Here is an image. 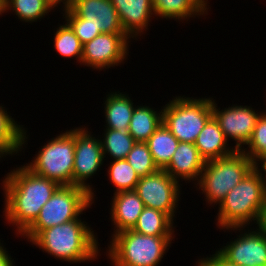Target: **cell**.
I'll return each instance as SVG.
<instances>
[{
	"label": "cell",
	"instance_id": "30",
	"mask_svg": "<svg viewBox=\"0 0 266 266\" xmlns=\"http://www.w3.org/2000/svg\"><path fill=\"white\" fill-rule=\"evenodd\" d=\"M126 160L134 168L139 177H144L158 170L146 142H135Z\"/></svg>",
	"mask_w": 266,
	"mask_h": 266
},
{
	"label": "cell",
	"instance_id": "13",
	"mask_svg": "<svg viewBox=\"0 0 266 266\" xmlns=\"http://www.w3.org/2000/svg\"><path fill=\"white\" fill-rule=\"evenodd\" d=\"M226 246L216 250L226 261L238 266H266V234L258 228L244 229Z\"/></svg>",
	"mask_w": 266,
	"mask_h": 266
},
{
	"label": "cell",
	"instance_id": "8",
	"mask_svg": "<svg viewBox=\"0 0 266 266\" xmlns=\"http://www.w3.org/2000/svg\"><path fill=\"white\" fill-rule=\"evenodd\" d=\"M75 152V128L66 130L47 141L26 165L34 173L56 182L72 185Z\"/></svg>",
	"mask_w": 266,
	"mask_h": 266
},
{
	"label": "cell",
	"instance_id": "20",
	"mask_svg": "<svg viewBox=\"0 0 266 266\" xmlns=\"http://www.w3.org/2000/svg\"><path fill=\"white\" fill-rule=\"evenodd\" d=\"M104 104L105 128L128 131L131 116L136 106L129 95L113 91L106 96Z\"/></svg>",
	"mask_w": 266,
	"mask_h": 266
},
{
	"label": "cell",
	"instance_id": "5",
	"mask_svg": "<svg viewBox=\"0 0 266 266\" xmlns=\"http://www.w3.org/2000/svg\"><path fill=\"white\" fill-rule=\"evenodd\" d=\"M255 166L243 151L236 150L231 155L207 161L195 185L206 197L207 204L219 205Z\"/></svg>",
	"mask_w": 266,
	"mask_h": 266
},
{
	"label": "cell",
	"instance_id": "12",
	"mask_svg": "<svg viewBox=\"0 0 266 266\" xmlns=\"http://www.w3.org/2000/svg\"><path fill=\"white\" fill-rule=\"evenodd\" d=\"M212 112L226 139L229 141L230 138L235 141L236 150L244 148L254 131L258 117L261 115V112H257L247 105L236 104L220 110L213 98Z\"/></svg>",
	"mask_w": 266,
	"mask_h": 266
},
{
	"label": "cell",
	"instance_id": "36",
	"mask_svg": "<svg viewBox=\"0 0 266 266\" xmlns=\"http://www.w3.org/2000/svg\"><path fill=\"white\" fill-rule=\"evenodd\" d=\"M57 5L59 4V6L60 5H62V6H65V5H67L71 0H53ZM60 3H62V4H60Z\"/></svg>",
	"mask_w": 266,
	"mask_h": 266
},
{
	"label": "cell",
	"instance_id": "23",
	"mask_svg": "<svg viewBox=\"0 0 266 266\" xmlns=\"http://www.w3.org/2000/svg\"><path fill=\"white\" fill-rule=\"evenodd\" d=\"M158 169H165L174 155L179 140L162 123L146 141Z\"/></svg>",
	"mask_w": 266,
	"mask_h": 266
},
{
	"label": "cell",
	"instance_id": "2",
	"mask_svg": "<svg viewBox=\"0 0 266 266\" xmlns=\"http://www.w3.org/2000/svg\"><path fill=\"white\" fill-rule=\"evenodd\" d=\"M81 216L78 219L42 230L32 241L56 259L70 263L95 260L100 254L98 237Z\"/></svg>",
	"mask_w": 266,
	"mask_h": 266
},
{
	"label": "cell",
	"instance_id": "26",
	"mask_svg": "<svg viewBox=\"0 0 266 266\" xmlns=\"http://www.w3.org/2000/svg\"><path fill=\"white\" fill-rule=\"evenodd\" d=\"M103 131L101 144L104 158L108 155L113 157V160L126 159L136 142L130 133L110 128H105Z\"/></svg>",
	"mask_w": 266,
	"mask_h": 266
},
{
	"label": "cell",
	"instance_id": "25",
	"mask_svg": "<svg viewBox=\"0 0 266 266\" xmlns=\"http://www.w3.org/2000/svg\"><path fill=\"white\" fill-rule=\"evenodd\" d=\"M4 13L14 12L20 21L37 22L58 5L53 0H3Z\"/></svg>",
	"mask_w": 266,
	"mask_h": 266
},
{
	"label": "cell",
	"instance_id": "17",
	"mask_svg": "<svg viewBox=\"0 0 266 266\" xmlns=\"http://www.w3.org/2000/svg\"><path fill=\"white\" fill-rule=\"evenodd\" d=\"M110 209V220L114 226V234L133 229L145 208L143 201L134 191L113 193Z\"/></svg>",
	"mask_w": 266,
	"mask_h": 266
},
{
	"label": "cell",
	"instance_id": "31",
	"mask_svg": "<svg viewBox=\"0 0 266 266\" xmlns=\"http://www.w3.org/2000/svg\"><path fill=\"white\" fill-rule=\"evenodd\" d=\"M62 8L65 22L71 27L83 45L101 34L99 29L86 23V19L79 17L68 5L63 6Z\"/></svg>",
	"mask_w": 266,
	"mask_h": 266
},
{
	"label": "cell",
	"instance_id": "35",
	"mask_svg": "<svg viewBox=\"0 0 266 266\" xmlns=\"http://www.w3.org/2000/svg\"><path fill=\"white\" fill-rule=\"evenodd\" d=\"M261 166L258 165V167H261V170L264 171V177H265V181H266V158L263 159L261 162Z\"/></svg>",
	"mask_w": 266,
	"mask_h": 266
},
{
	"label": "cell",
	"instance_id": "24",
	"mask_svg": "<svg viewBox=\"0 0 266 266\" xmlns=\"http://www.w3.org/2000/svg\"><path fill=\"white\" fill-rule=\"evenodd\" d=\"M173 224L174 221L166 213L145 207L132 230L149 236H174Z\"/></svg>",
	"mask_w": 266,
	"mask_h": 266
},
{
	"label": "cell",
	"instance_id": "32",
	"mask_svg": "<svg viewBox=\"0 0 266 266\" xmlns=\"http://www.w3.org/2000/svg\"><path fill=\"white\" fill-rule=\"evenodd\" d=\"M197 266H238L226 261L217 251L212 256L198 259Z\"/></svg>",
	"mask_w": 266,
	"mask_h": 266
},
{
	"label": "cell",
	"instance_id": "37",
	"mask_svg": "<svg viewBox=\"0 0 266 266\" xmlns=\"http://www.w3.org/2000/svg\"><path fill=\"white\" fill-rule=\"evenodd\" d=\"M4 13L3 0H0V15Z\"/></svg>",
	"mask_w": 266,
	"mask_h": 266
},
{
	"label": "cell",
	"instance_id": "21",
	"mask_svg": "<svg viewBox=\"0 0 266 266\" xmlns=\"http://www.w3.org/2000/svg\"><path fill=\"white\" fill-rule=\"evenodd\" d=\"M27 139L23 125L15 122L5 107L0 105V158L19 153L24 149Z\"/></svg>",
	"mask_w": 266,
	"mask_h": 266
},
{
	"label": "cell",
	"instance_id": "11",
	"mask_svg": "<svg viewBox=\"0 0 266 266\" xmlns=\"http://www.w3.org/2000/svg\"><path fill=\"white\" fill-rule=\"evenodd\" d=\"M127 34L101 33L83 45L81 65L92 69H109L119 66L129 54Z\"/></svg>",
	"mask_w": 266,
	"mask_h": 266
},
{
	"label": "cell",
	"instance_id": "33",
	"mask_svg": "<svg viewBox=\"0 0 266 266\" xmlns=\"http://www.w3.org/2000/svg\"><path fill=\"white\" fill-rule=\"evenodd\" d=\"M1 241V240H0ZM14 259L12 260L6 248H4L3 244L0 242V266H15Z\"/></svg>",
	"mask_w": 266,
	"mask_h": 266
},
{
	"label": "cell",
	"instance_id": "3",
	"mask_svg": "<svg viewBox=\"0 0 266 266\" xmlns=\"http://www.w3.org/2000/svg\"><path fill=\"white\" fill-rule=\"evenodd\" d=\"M262 172L256 165L220 202L216 216L219 229L236 230V234L252 220L257 224L266 201V181Z\"/></svg>",
	"mask_w": 266,
	"mask_h": 266
},
{
	"label": "cell",
	"instance_id": "1",
	"mask_svg": "<svg viewBox=\"0 0 266 266\" xmlns=\"http://www.w3.org/2000/svg\"><path fill=\"white\" fill-rule=\"evenodd\" d=\"M4 177V219L16 227L18 236L36 220L41 208L59 185L25 165L16 167Z\"/></svg>",
	"mask_w": 266,
	"mask_h": 266
},
{
	"label": "cell",
	"instance_id": "9",
	"mask_svg": "<svg viewBox=\"0 0 266 266\" xmlns=\"http://www.w3.org/2000/svg\"><path fill=\"white\" fill-rule=\"evenodd\" d=\"M88 128H75V152L72 185L81 187L91 194L92 203L96 196L94 188L89 185L88 179L93 177L103 165V150L101 138L91 135ZM88 183V184H87Z\"/></svg>",
	"mask_w": 266,
	"mask_h": 266
},
{
	"label": "cell",
	"instance_id": "19",
	"mask_svg": "<svg viewBox=\"0 0 266 266\" xmlns=\"http://www.w3.org/2000/svg\"><path fill=\"white\" fill-rule=\"evenodd\" d=\"M208 0H153L155 16L162 19L186 20L208 14ZM208 6V8H207Z\"/></svg>",
	"mask_w": 266,
	"mask_h": 266
},
{
	"label": "cell",
	"instance_id": "7",
	"mask_svg": "<svg viewBox=\"0 0 266 266\" xmlns=\"http://www.w3.org/2000/svg\"><path fill=\"white\" fill-rule=\"evenodd\" d=\"M162 123L179 140L193 143L213 116L212 97L194 99L176 96L162 106Z\"/></svg>",
	"mask_w": 266,
	"mask_h": 266
},
{
	"label": "cell",
	"instance_id": "14",
	"mask_svg": "<svg viewBox=\"0 0 266 266\" xmlns=\"http://www.w3.org/2000/svg\"><path fill=\"white\" fill-rule=\"evenodd\" d=\"M67 5L101 33L126 34L110 0H71Z\"/></svg>",
	"mask_w": 266,
	"mask_h": 266
},
{
	"label": "cell",
	"instance_id": "4",
	"mask_svg": "<svg viewBox=\"0 0 266 266\" xmlns=\"http://www.w3.org/2000/svg\"><path fill=\"white\" fill-rule=\"evenodd\" d=\"M107 258L113 266H158L174 236H149L132 229L111 236Z\"/></svg>",
	"mask_w": 266,
	"mask_h": 266
},
{
	"label": "cell",
	"instance_id": "29",
	"mask_svg": "<svg viewBox=\"0 0 266 266\" xmlns=\"http://www.w3.org/2000/svg\"><path fill=\"white\" fill-rule=\"evenodd\" d=\"M245 146L247 148H242L241 151L256 165H260L266 158V112L263 111L258 117L254 131Z\"/></svg>",
	"mask_w": 266,
	"mask_h": 266
},
{
	"label": "cell",
	"instance_id": "18",
	"mask_svg": "<svg viewBox=\"0 0 266 266\" xmlns=\"http://www.w3.org/2000/svg\"><path fill=\"white\" fill-rule=\"evenodd\" d=\"M227 142L229 141L220 129L219 123L212 116L199 133L194 145L198 149L201 157L207 162L234 153L236 151L235 147H229Z\"/></svg>",
	"mask_w": 266,
	"mask_h": 266
},
{
	"label": "cell",
	"instance_id": "28",
	"mask_svg": "<svg viewBox=\"0 0 266 266\" xmlns=\"http://www.w3.org/2000/svg\"><path fill=\"white\" fill-rule=\"evenodd\" d=\"M53 41L54 48L60 56L64 58L73 57L81 65L83 44L66 22L56 29Z\"/></svg>",
	"mask_w": 266,
	"mask_h": 266
},
{
	"label": "cell",
	"instance_id": "6",
	"mask_svg": "<svg viewBox=\"0 0 266 266\" xmlns=\"http://www.w3.org/2000/svg\"><path fill=\"white\" fill-rule=\"evenodd\" d=\"M91 194L73 185L59 186L43 205L36 220L20 235L31 242L42 230L78 219L91 208Z\"/></svg>",
	"mask_w": 266,
	"mask_h": 266
},
{
	"label": "cell",
	"instance_id": "15",
	"mask_svg": "<svg viewBox=\"0 0 266 266\" xmlns=\"http://www.w3.org/2000/svg\"><path fill=\"white\" fill-rule=\"evenodd\" d=\"M124 29L130 38H137L148 30L151 17L155 16L153 0H110ZM154 15V16H153Z\"/></svg>",
	"mask_w": 266,
	"mask_h": 266
},
{
	"label": "cell",
	"instance_id": "34",
	"mask_svg": "<svg viewBox=\"0 0 266 266\" xmlns=\"http://www.w3.org/2000/svg\"><path fill=\"white\" fill-rule=\"evenodd\" d=\"M257 228L266 234V201L264 206L261 208V212L257 221Z\"/></svg>",
	"mask_w": 266,
	"mask_h": 266
},
{
	"label": "cell",
	"instance_id": "10",
	"mask_svg": "<svg viewBox=\"0 0 266 266\" xmlns=\"http://www.w3.org/2000/svg\"><path fill=\"white\" fill-rule=\"evenodd\" d=\"M180 185L164 169H158L152 174L140 177L135 192L145 207L162 211L174 220L178 201L181 199Z\"/></svg>",
	"mask_w": 266,
	"mask_h": 266
},
{
	"label": "cell",
	"instance_id": "16",
	"mask_svg": "<svg viewBox=\"0 0 266 266\" xmlns=\"http://www.w3.org/2000/svg\"><path fill=\"white\" fill-rule=\"evenodd\" d=\"M205 160L193 143L179 142L169 165L164 169L175 181H199Z\"/></svg>",
	"mask_w": 266,
	"mask_h": 266
},
{
	"label": "cell",
	"instance_id": "27",
	"mask_svg": "<svg viewBox=\"0 0 266 266\" xmlns=\"http://www.w3.org/2000/svg\"><path fill=\"white\" fill-rule=\"evenodd\" d=\"M108 176L112 184L116 187L114 193L121 191H134L139 175L126 159L113 160L108 166Z\"/></svg>",
	"mask_w": 266,
	"mask_h": 266
},
{
	"label": "cell",
	"instance_id": "22",
	"mask_svg": "<svg viewBox=\"0 0 266 266\" xmlns=\"http://www.w3.org/2000/svg\"><path fill=\"white\" fill-rule=\"evenodd\" d=\"M157 113L155 109L140 105L135 106L128 132L136 142H146L162 124V109Z\"/></svg>",
	"mask_w": 266,
	"mask_h": 266
}]
</instances>
